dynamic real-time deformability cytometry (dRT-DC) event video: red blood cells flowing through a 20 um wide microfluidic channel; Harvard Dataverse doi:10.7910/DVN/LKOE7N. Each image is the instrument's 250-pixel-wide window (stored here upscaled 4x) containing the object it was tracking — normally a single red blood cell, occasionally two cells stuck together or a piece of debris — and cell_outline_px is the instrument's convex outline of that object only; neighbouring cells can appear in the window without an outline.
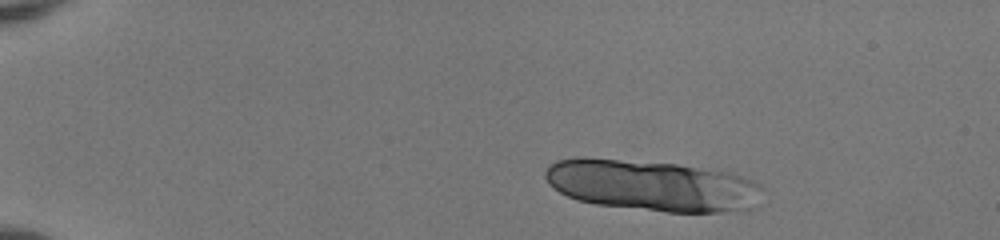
{"species": "human", "species_latin": "Homo sapiens", "temperature_condition": "room temperature", "stored_images_in_passage": 16, "camera_frame_rate_fps": 3000, "um_per_image_px": 0.085, "donor": {"sex": "female"}, "frame": {"image": 1, "passage_image": 5, "time_ms": 1.333, "image_size_px": [1000, 240], "cell_outline_px": [[760, 188], [752, 208], [720, 212], [668, 212], [596, 204], [576, 200], [560, 192], [548, 184], [544, 176], [544, 172], [548, 164], [556, 160], [580, 156], [676, 164], [716, 168], [732, 172], [752, 180]], "centroid_in_image_um": [55.34, 15.74], "position_along_channel_um": 29.7, "area_um2": 64.91}}